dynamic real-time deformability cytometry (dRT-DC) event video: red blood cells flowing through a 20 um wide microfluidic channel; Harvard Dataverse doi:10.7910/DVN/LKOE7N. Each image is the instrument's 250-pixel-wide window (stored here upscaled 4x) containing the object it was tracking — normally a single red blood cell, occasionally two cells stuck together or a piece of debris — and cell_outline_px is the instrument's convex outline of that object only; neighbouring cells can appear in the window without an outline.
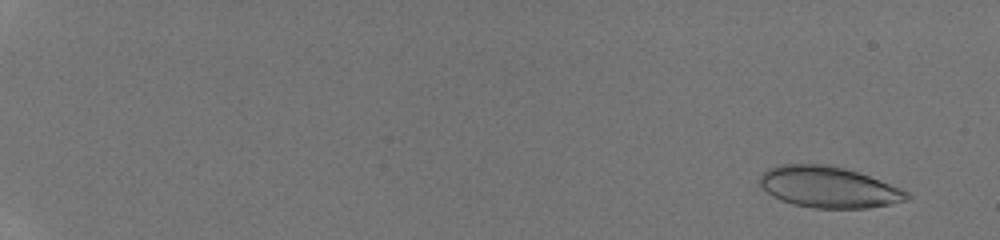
{"species": "human", "species_latin": "Homo sapiens", "temperature_condition": "room temperature", "stored_images_in_passage": 47, "camera_frame_rate_fps": 3000, "um_per_image_px": 0.085, "donor": {"sex": "male"}, "frame": {"image": 1, "passage_image": 4, "time_ms": 1.0, "image_size_px": [1000, 240], "cell_outline_px": [[912, 196], [908, 200], [868, 208], [812, 208], [792, 204], [780, 200], [772, 196], [760, 184], [760, 176], [768, 168], [780, 164], [824, 164], [844, 168], [860, 172], [900, 188], [908, 192]], "centroid_in_image_um": [70.43, 15.9], "position_along_channel_um": 14.6, "area_um2": 35.32}}
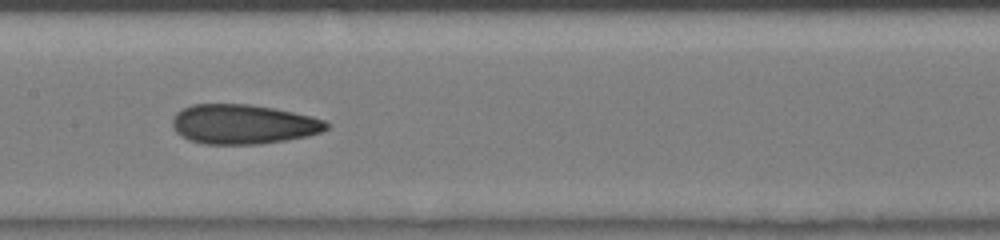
{"frame": {"image": 2, "passage_image": 28, "time_ms": 9.0, "image_size_px": [1000, 240], "cell_outline_px": [[328, 128], [320, 132], [308, 136], [260, 144], [204, 144], [188, 140], [176, 132], [172, 124], [172, 120], [176, 112], [192, 104], [248, 104], [276, 108], [312, 116], [324, 120], [328, 124]], "centroid_in_image_um": [20.66, 10.55], "position_along_channel_um": 186.7, "area_um2": 35.6}}
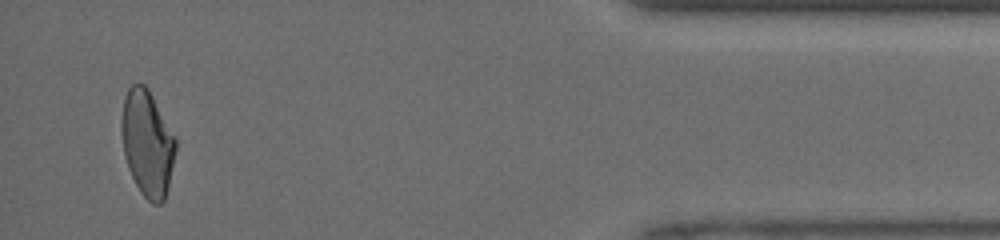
{"frame": {"image": 3, "passage_image": 46, "time_ms": 15.0, "image_size_px": [1000, 240], "cell_outline_px": [[176, 152], [164, 200], [160, 204], [152, 204], [140, 192], [132, 176], [124, 156], [120, 132], [120, 120], [124, 100], [128, 88], [132, 84], [144, 84], [148, 88], [176, 136]], "centroid_in_image_um": [12.51, 12.15], "position_along_channel_um": 422.7, "area_um2": 33.64}}